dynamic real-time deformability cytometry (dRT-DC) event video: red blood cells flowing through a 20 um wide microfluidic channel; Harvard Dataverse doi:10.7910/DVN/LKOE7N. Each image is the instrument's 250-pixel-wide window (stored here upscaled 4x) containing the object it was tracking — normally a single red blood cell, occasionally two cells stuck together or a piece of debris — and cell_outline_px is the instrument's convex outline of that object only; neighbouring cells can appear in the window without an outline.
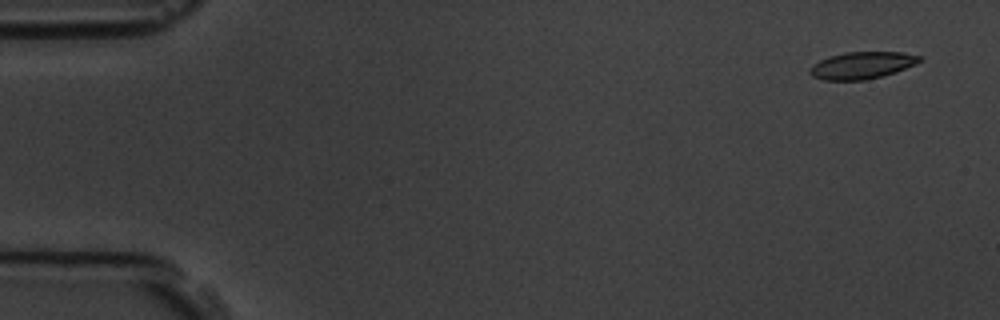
{"species": "common noctule bat (a hibernating species)", "species_latin": "Nyctalus noctula", "temperature_condition": "room temperature", "stored_images_in_passage": 6, "camera_frame_rate_fps": 3000, "um_per_image_px": 0.085, "animal": {"sex": "male", "body_mass_g": 19.5, "forearm_length_mm": 54.6}, "frame": {"image": 1, "passage_image": 1, "time_ms": 0.0, "image_size_px": [1000, 320], "cell_outline_px": [[924, 60], [916, 64], [896, 72], [864, 80], [824, 80], [812, 76], [808, 72], [808, 68], [812, 64], [828, 56], [844, 52], [904, 52], [924, 56]], "centroid_in_image_um": [73.28, 5.54], "position_along_channel_um": 11.7, "area_um2": 17.57}}
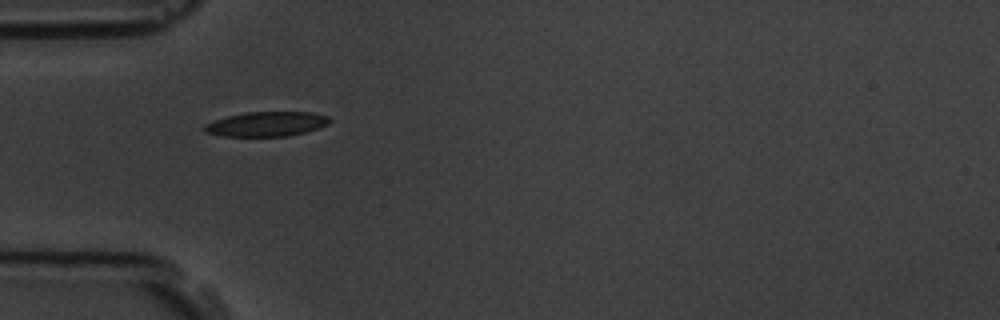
{"frame": {"image": 2, "passage_image": 5, "time_ms": 4.667, "image_size_px": [1000, 320], "cell_outline_px": [[332, 120], [328, 124], [304, 132], [288, 136], [224, 136], [204, 132], [200, 128], [204, 124], [228, 116], [244, 112], [312, 112], [328, 116]], "centroid_in_image_um": [22.62, 10.54], "position_along_channel_um": 62.4, "area_um2": 17.98}}
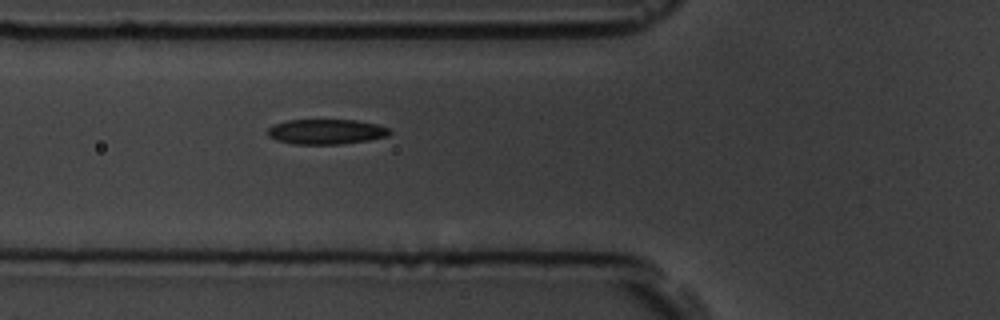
{"frame": {"image": 3, "passage_image": 6, "time_ms": 5.667, "image_size_px": [1000, 320], "cell_outline_px": [[392, 132], [388, 136], [368, 140], [340, 144], [296, 144], [276, 140], [268, 136], [264, 132], [272, 124], [288, 120], [356, 120], [376, 124], [388, 128]], "centroid_in_image_um": [27.68, 11.19], "position_along_channel_um": 98.1, "area_um2": 17.92}}